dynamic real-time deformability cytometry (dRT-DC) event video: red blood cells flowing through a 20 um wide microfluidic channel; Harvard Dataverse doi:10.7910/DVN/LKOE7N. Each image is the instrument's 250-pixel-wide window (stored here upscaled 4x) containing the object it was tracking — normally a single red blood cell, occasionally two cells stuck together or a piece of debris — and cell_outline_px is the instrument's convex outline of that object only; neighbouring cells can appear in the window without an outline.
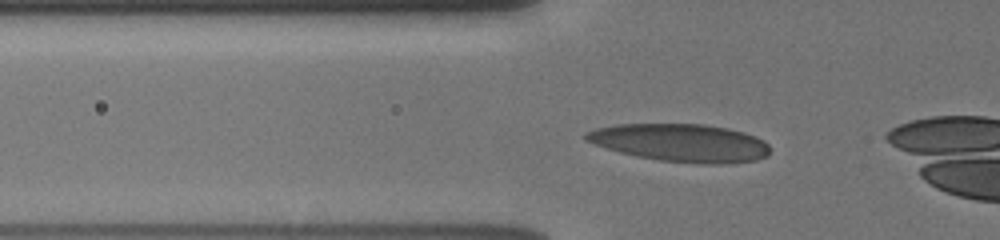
{"species": "human", "species_latin": "Homo sapiens", "temperature_condition": "cold", "stored_images_in_passage": 33, "camera_frame_rate_fps": 3000, "um_per_image_px": 0.085, "donor": {"sex": "male"}, "frame": {"image": 1, "passage_image": 7, "time_ms": 2.0, "image_size_px": [1000, 240], "cell_outline_px": [[768, 156], [756, 160], [720, 164], [700, 164], [660, 160], [636, 156], [604, 148], [584, 140], [584, 132], [596, 128], [616, 124], [704, 124], [728, 128], [744, 132], [756, 136], [764, 140], [768, 144]], "centroid_in_image_um": [57.84, 12.13], "position_along_channel_um": 68.0, "area_um2": 40.81}}
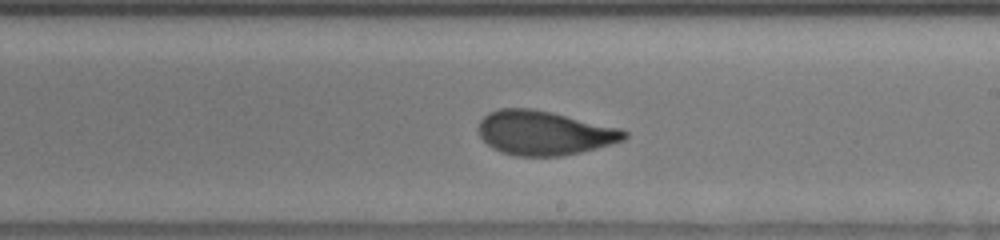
{"frame": {"image": 2, "passage_image": 21, "time_ms": 6.667, "image_size_px": [1000, 240], "cell_outline_px": [[628, 136], [624, 140], [596, 148], [580, 152], [560, 156], [516, 156], [492, 148], [480, 136], [480, 120], [488, 112], [500, 108], [532, 108], [552, 112], [620, 128], [628, 132]], "centroid_in_image_um": [46.27, 11.29], "position_along_channel_um": 242.7, "area_um2": 37.4}}
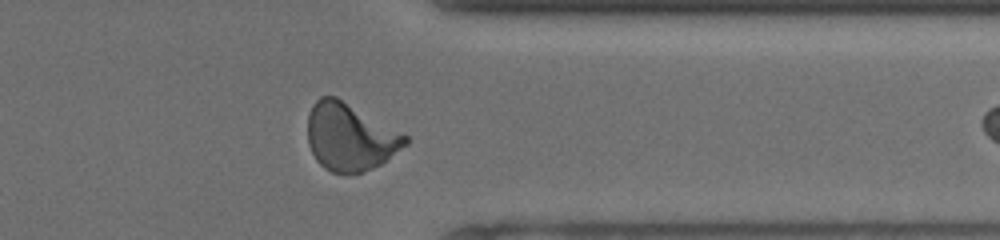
{"frame": {"image": 3, "passage_image": 32, "time_ms": 10.333, "image_size_px": [1000, 240], "cell_outline_px": [[408, 144], [380, 164], [372, 168], [360, 172], [332, 172], [324, 168], [316, 160], [308, 144], [308, 116], [312, 104], [320, 96], [336, 96], [408, 136]], "centroid_in_image_um": [29.73, 11.62], "position_along_channel_um": 381.7, "area_um2": 37.97}}